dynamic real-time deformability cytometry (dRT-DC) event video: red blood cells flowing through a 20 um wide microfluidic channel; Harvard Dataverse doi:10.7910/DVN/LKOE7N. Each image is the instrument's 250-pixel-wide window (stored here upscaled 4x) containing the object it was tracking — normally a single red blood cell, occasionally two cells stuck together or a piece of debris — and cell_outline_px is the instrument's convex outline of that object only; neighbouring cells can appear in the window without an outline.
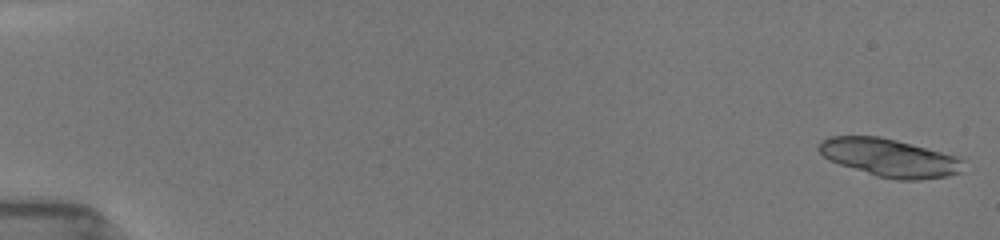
{"species": "common noctule bat (a hibernating species)", "species_latin": "Nyctalus noctula", "temperature_condition": "room temperature", "stored_images_in_passage": 54, "segment_of_instrument_passage": [1, 2], "camera_frame_rate_fps": 3000, "um_per_image_px": 0.085, "animal": {"sex": "female", "body_mass_g": 19.5, "forearm_length_mm": 54.1}, "frame": {"image": 1, "passage_image": 2, "time_ms": 0.333, "image_size_px": [1000, 240], "cell_outline_px": [[960, 172], [948, 176], [920, 180], [896, 180], [876, 176], [840, 164], [824, 156], [820, 152], [820, 144], [824, 140], [832, 136], [876, 136], [896, 140], [956, 156], [960, 160]], "centroid_in_image_um": [75.6, 13.42], "position_along_channel_um": 9.4, "area_um2": 31.21}}